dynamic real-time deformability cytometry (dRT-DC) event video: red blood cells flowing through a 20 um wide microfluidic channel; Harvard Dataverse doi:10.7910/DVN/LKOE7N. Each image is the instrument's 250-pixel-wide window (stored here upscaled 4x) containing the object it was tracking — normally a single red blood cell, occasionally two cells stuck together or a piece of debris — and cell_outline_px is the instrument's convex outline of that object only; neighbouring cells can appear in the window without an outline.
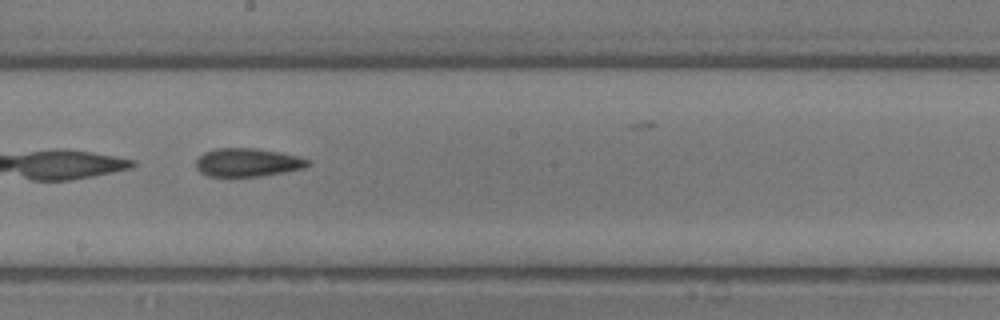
{"species": "common noctule bat (a hibernating species)", "species_latin": "Nyctalus noctula", "temperature_condition": "room temperature", "stored_images_in_passage": 18, "camera_frame_rate_fps": 3000, "um_per_image_px": 0.085, "animal": {"sex": "male", "body_mass_g": 13.3}, "frame": {"image": 1, "passage_image": 8, "time_ms": 2.333, "image_size_px": [1000, 320], "cell_outline_px": [[312, 164], [304, 168], [284, 172], [260, 176], [208, 176], [200, 172], [196, 168], [196, 160], [204, 152], [216, 148], [256, 148], [280, 152], [300, 156], [312, 160]], "centroid_in_image_um": [21.09, 13.8], "position_along_channel_um": 227.1, "area_um2": 18.67}}
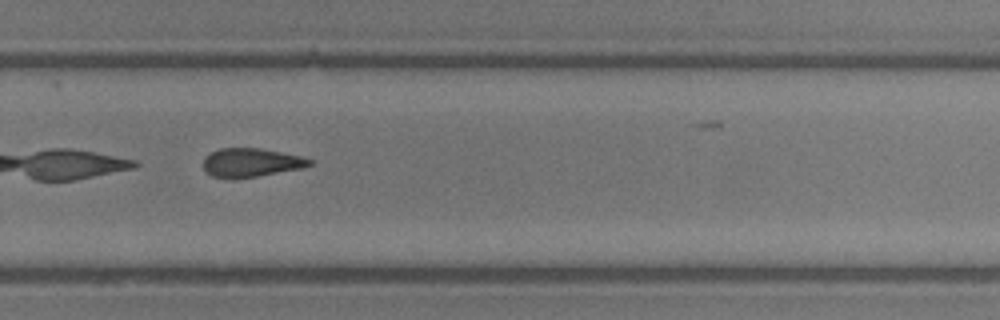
{"frame": {"image": 2, "passage_image": 11, "time_ms": 3.333, "image_size_px": [1000, 320], "cell_outline_px": [[312, 164], [300, 168], [256, 176], [212, 176], [204, 172], [204, 156], [220, 148], [260, 148], [300, 156], [312, 160]], "centroid_in_image_um": [21.32, 13.78], "position_along_channel_um": 308.5, "area_um2": 17.11}}
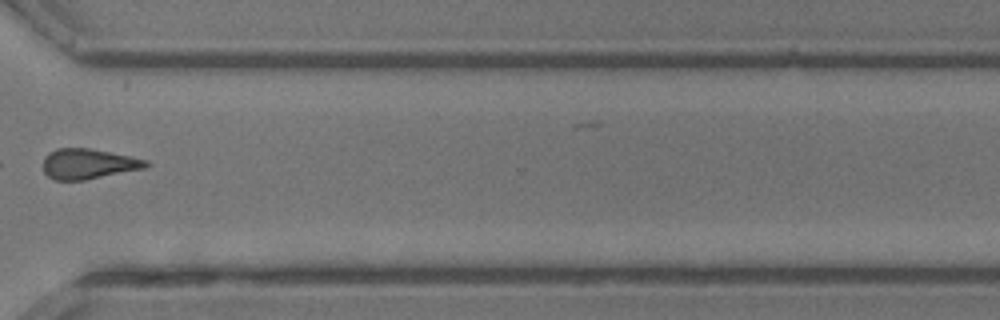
{"frame": {"image": 3, "passage_image": 13, "time_ms": 4.0, "image_size_px": [1000, 320], "cell_outline_px": [[152, 164], [144, 168], [84, 180], [52, 180], [44, 172], [44, 156], [48, 152], [56, 148], [88, 148], [148, 160]], "centroid_in_image_um": [7.48, 13.93], "position_along_channel_um": 363.1, "area_um2": 18.03}}